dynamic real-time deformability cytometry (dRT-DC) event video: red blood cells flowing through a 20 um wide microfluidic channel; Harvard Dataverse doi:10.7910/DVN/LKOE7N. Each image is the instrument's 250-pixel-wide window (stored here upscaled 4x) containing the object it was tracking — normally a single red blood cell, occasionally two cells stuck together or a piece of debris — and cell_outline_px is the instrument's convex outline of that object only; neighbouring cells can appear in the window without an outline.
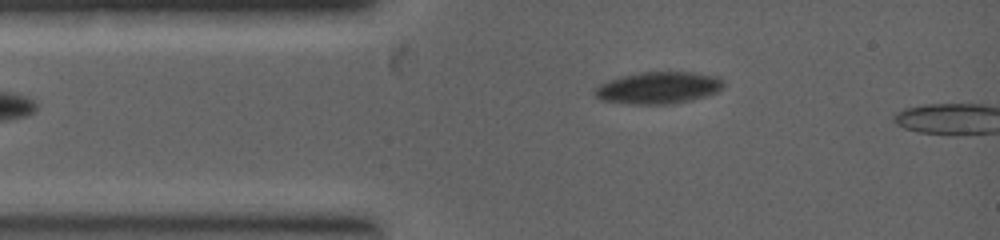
{"species": "common noctule bat (a hibernating species)", "species_latin": "Nyctalus noctula", "temperature_condition": "warm", "stored_images_in_passage": 3, "camera_frame_rate_fps": 5000, "um_per_image_px": 0.085, "animal": {"sex": "female", "body_mass_g": 19.0, "forearm_length_mm": 53.3}, "frame": {"image": 1, "passage_image": 3, "time_ms": 1.0, "image_size_px": [1000, 240], "cell_outline_px": [[724, 88], [716, 92], [692, 100], [672, 104], [628, 104], [600, 100], [596, 96], [596, 88], [600, 84], [608, 80], [640, 72], [692, 72], [716, 76], [724, 84]], "centroid_in_image_um": [55.97, 7.47], "position_along_channel_um": 29.0, "area_um2": 23.81}}